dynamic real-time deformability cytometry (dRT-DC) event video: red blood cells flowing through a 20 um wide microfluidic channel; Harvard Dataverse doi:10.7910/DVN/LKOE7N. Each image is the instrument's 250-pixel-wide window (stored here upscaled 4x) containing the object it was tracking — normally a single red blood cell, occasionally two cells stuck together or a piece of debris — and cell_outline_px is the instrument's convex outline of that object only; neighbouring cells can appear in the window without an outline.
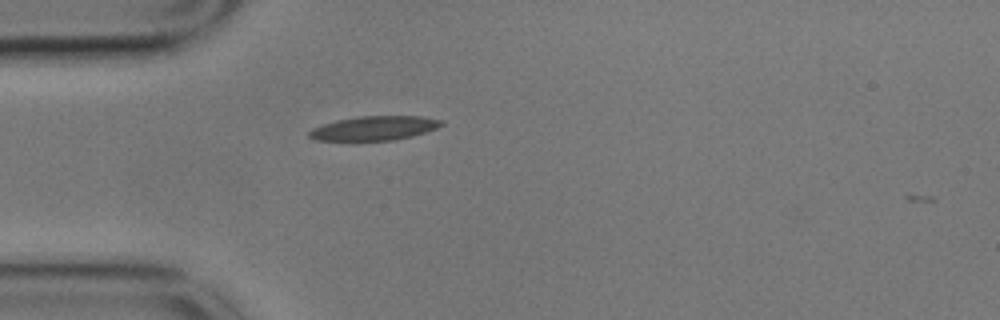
{"species": "common noctule bat (a hibernating species)", "species_latin": "Nyctalus noctula", "temperature_condition": "cold", "stored_images_in_passage": 2, "camera_frame_rate_fps": 3000, "um_per_image_px": 0.085, "animal": {"sex": "male", "body_mass_g": 17.9}, "frame": {"image": 1, "passage_image": 1, "time_ms": 0.0, "image_size_px": [1000, 320], "cell_outline_px": [[444, 124], [436, 128], [412, 136], [392, 140], [316, 140], [308, 136], [308, 132], [312, 128], [336, 120], [360, 116], [420, 116], [440, 120]], "centroid_in_image_um": [31.79, 10.89], "position_along_channel_um": 53.2, "area_um2": 18.38}}